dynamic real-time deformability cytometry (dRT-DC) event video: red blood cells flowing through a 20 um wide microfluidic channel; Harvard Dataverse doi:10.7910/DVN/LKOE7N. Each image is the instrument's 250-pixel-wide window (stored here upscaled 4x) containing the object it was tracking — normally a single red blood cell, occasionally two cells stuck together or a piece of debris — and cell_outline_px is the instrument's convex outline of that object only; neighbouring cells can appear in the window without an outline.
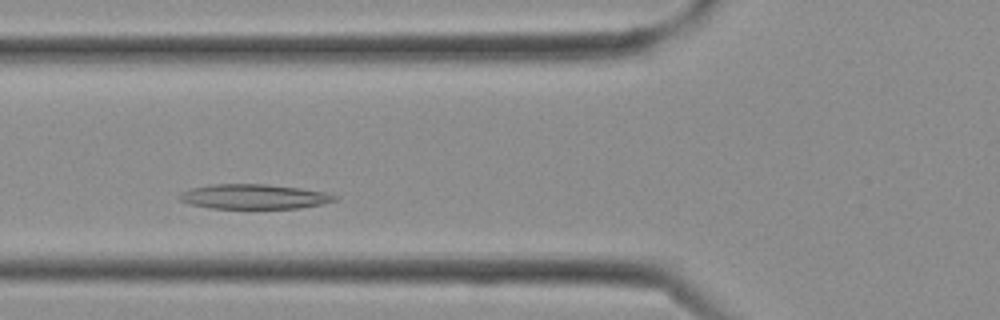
{"species": "Egyptian fruit bat (a non-hibernating species)", "species_latin": "Rousettus aegyptiacus", "temperature_condition": "cold", "stored_images_in_passage": 21, "camera_frame_rate_fps": 3000, "um_per_image_px": 0.085, "frame": {"image": 1, "passage_image": 6, "time_ms": 1.667, "image_size_px": [1000, 320], "cell_outline_px": [[340, 196], [336, 200], [320, 204], [300, 208], [208, 208], [192, 204], [180, 200], [180, 192], [192, 188], [212, 184], [264, 184], [300, 188], [328, 192]], "centroid_in_image_um": [21.63, 16.7], "position_along_channel_um": 104.2, "area_um2": 22.31}}
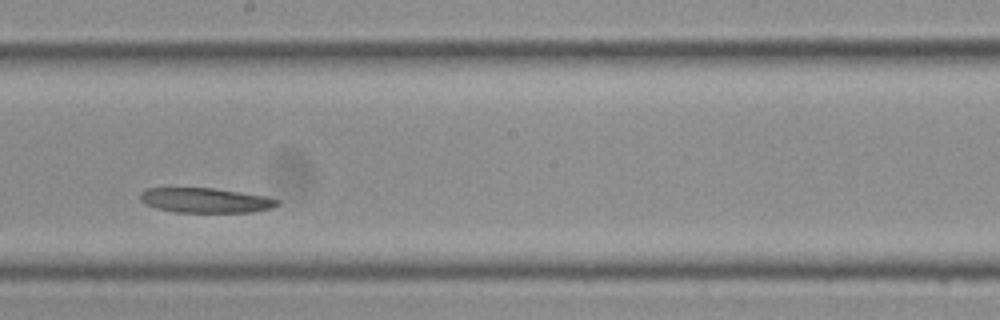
{"frame": {"image": 2, "passage_image": 12, "time_ms": 3.667, "image_size_px": [1000, 320], "cell_outline_px": [[280, 204], [272, 208], [252, 212], [176, 212], [156, 208], [144, 204], [140, 200], [140, 192], [148, 188], [212, 188], [268, 196], [280, 200]], "centroid_in_image_um": [17.48, 17.03], "position_along_channel_um": 230.7, "area_um2": 19.94}}
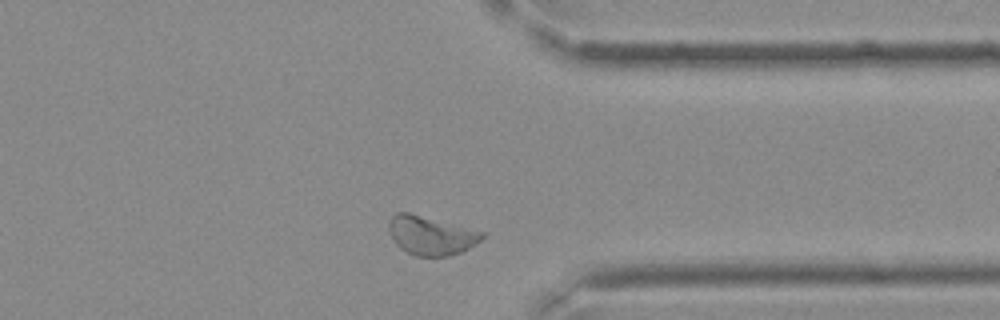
{"frame": {"image": 3, "passage_image": 19, "time_ms": 6.0, "image_size_px": [1000, 320], "cell_outline_px": [[488, 236], [468, 248], [460, 252], [448, 256], [416, 256], [400, 248], [396, 244], [388, 228], [388, 220], [396, 212], [408, 212], [484, 232]], "centroid_in_image_um": [36.63, 20.01], "position_along_channel_um": 374.8, "area_um2": 20.98}}